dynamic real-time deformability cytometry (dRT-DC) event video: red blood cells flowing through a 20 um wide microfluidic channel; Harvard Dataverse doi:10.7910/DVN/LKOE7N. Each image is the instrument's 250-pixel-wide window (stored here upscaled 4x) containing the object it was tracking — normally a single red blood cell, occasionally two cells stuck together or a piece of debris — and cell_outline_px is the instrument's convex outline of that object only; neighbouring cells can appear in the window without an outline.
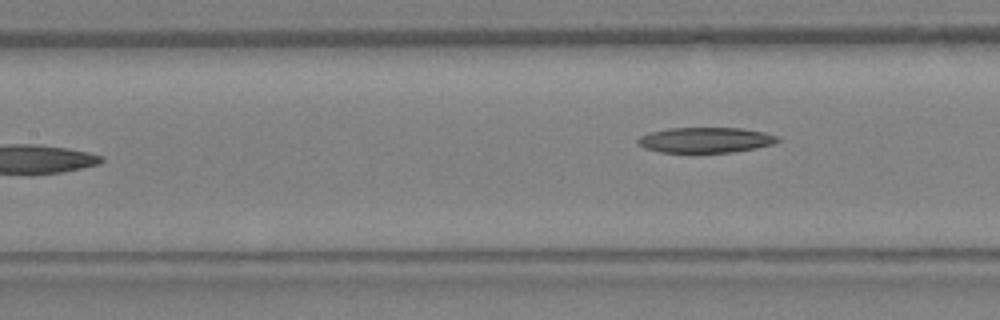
{"species": "Egyptian fruit bat (a non-hibernating species)", "species_latin": "Rousettus aegyptiacus", "temperature_condition": "warm", "stored_images_in_passage": 13, "camera_frame_rate_fps": 3000, "um_per_image_px": 0.085, "animal": {"sex": "female"}, "frame": {"image": 1, "passage_image": 13, "time_ms": 4.0, "image_size_px": [1000, 320], "cell_outline_px": [[780, 140], [772, 144], [756, 148], [732, 152], [660, 152], [648, 148], [640, 144], [636, 140], [640, 136], [652, 132], [668, 128], [740, 128], [764, 132], [776, 136]], "centroid_in_image_um": [59.99, 11.89], "position_along_channel_um": 147.4, "area_um2": 20.35}}